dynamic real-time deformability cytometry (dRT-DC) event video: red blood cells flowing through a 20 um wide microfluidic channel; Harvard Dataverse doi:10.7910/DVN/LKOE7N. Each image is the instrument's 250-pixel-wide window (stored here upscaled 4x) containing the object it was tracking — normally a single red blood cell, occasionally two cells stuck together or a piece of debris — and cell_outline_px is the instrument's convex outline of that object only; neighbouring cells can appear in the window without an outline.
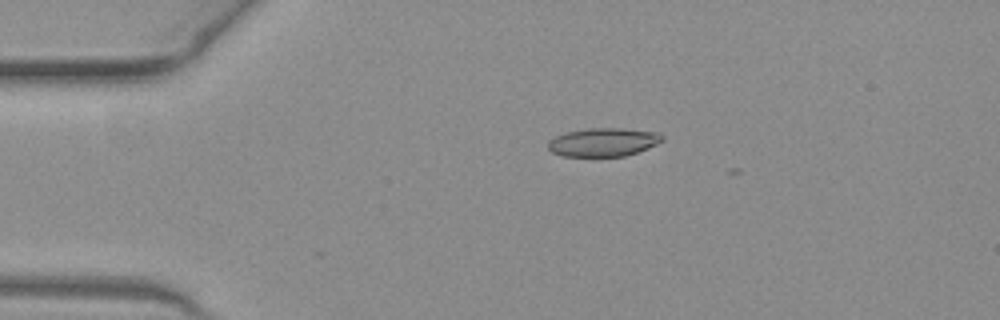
{"species": "common noctule bat (a hibernating species)", "species_latin": "Nyctalus noctula", "temperature_condition": "warm", "stored_images_in_passage": 4, "camera_frame_rate_fps": 3000, "um_per_image_px": 0.085, "animal": {"sex": "female", "body_mass_g": 19.3, "forearm_length_mm": 54.1}, "frame": {"image": 1, "passage_image": 2, "time_ms": 0.333, "image_size_px": [1000, 320], "cell_outline_px": [[664, 140], [648, 148], [624, 156], [560, 156], [552, 152], [548, 148], [548, 140], [556, 136], [568, 132], [588, 128], [620, 128], [656, 132], [664, 136]], "centroid_in_image_um": [51.27, 12.08], "position_along_channel_um": 33.7, "area_um2": 18.84}}